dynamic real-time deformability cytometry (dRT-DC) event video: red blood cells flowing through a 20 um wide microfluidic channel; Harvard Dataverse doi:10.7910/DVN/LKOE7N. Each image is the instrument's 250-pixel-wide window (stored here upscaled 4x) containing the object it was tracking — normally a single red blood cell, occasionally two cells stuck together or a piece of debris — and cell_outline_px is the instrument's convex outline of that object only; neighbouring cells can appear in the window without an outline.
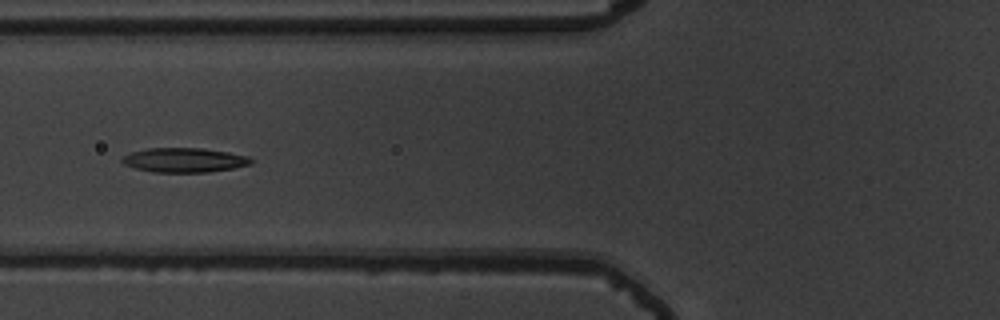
{"species": "common noctule bat (a hibernating species)", "species_latin": "Nyctalus noctula", "temperature_condition": "warm", "stored_images_in_passage": 56, "camera_frame_rate_fps": 3000, "um_per_image_px": 0.085, "animal": {"sex": "male", "body_mass_g": 19.5, "forearm_length_mm": 54.6}, "frame": {"image": 1, "passage_image": 23, "time_ms": 7.333, "image_size_px": [1000, 320], "cell_outline_px": [[252, 164], [232, 168], [208, 172], [152, 172], [136, 168], [124, 164], [120, 160], [124, 156], [132, 152], [148, 148], [204, 148], [228, 152], [248, 156], [252, 160]], "centroid_in_image_um": [15.67, 13.6], "position_along_channel_um": 110.1, "area_um2": 18.26}}
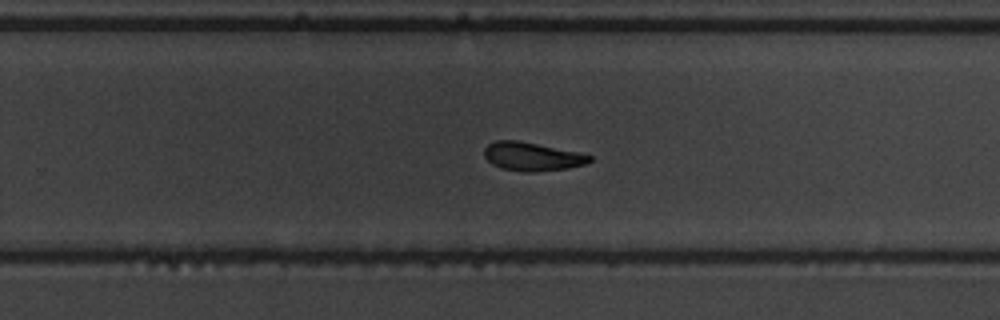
{"frame": {"image": 2, "passage_image": 37, "time_ms": 12.0, "image_size_px": [1000, 320], "cell_outline_px": [[592, 160], [588, 164], [568, 168], [532, 172], [528, 172], [500, 168], [492, 164], [484, 156], [484, 148], [488, 144], [496, 140], [520, 140], [580, 152], [592, 156]], "centroid_in_image_um": [45.25, 13.29], "position_along_channel_um": 284.5, "area_um2": 17.74}}
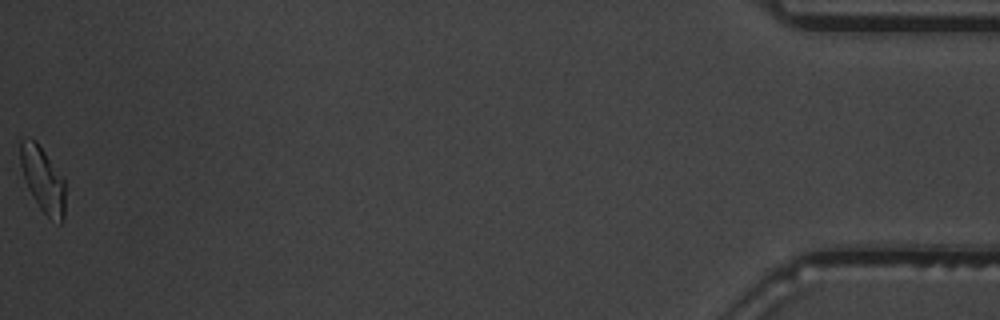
{"frame": {"image": 3, "passage_image": 56, "time_ms": 18.333, "image_size_px": [1000, 320], "cell_outline_px": [[64, 220], [60, 224], [48, 216], [40, 208], [28, 188], [20, 164], [20, 140], [28, 136], [36, 140], [64, 176]], "centroid_in_image_um": [3.65, 15.2], "position_along_channel_um": 431.6, "area_um2": 17.17}, "authors_computed_cell_mechanics": {"area_um2": 18.2359, "velocity_mm_per_s": 3.7487, "shape_relaxation_time_tau1_ms": 5.7378, "shape_relaxation_time_tau2_ms": 4.2036, "deformation_change_tau1": 0.1643, "deformation_change_tau2": 0.1105}}